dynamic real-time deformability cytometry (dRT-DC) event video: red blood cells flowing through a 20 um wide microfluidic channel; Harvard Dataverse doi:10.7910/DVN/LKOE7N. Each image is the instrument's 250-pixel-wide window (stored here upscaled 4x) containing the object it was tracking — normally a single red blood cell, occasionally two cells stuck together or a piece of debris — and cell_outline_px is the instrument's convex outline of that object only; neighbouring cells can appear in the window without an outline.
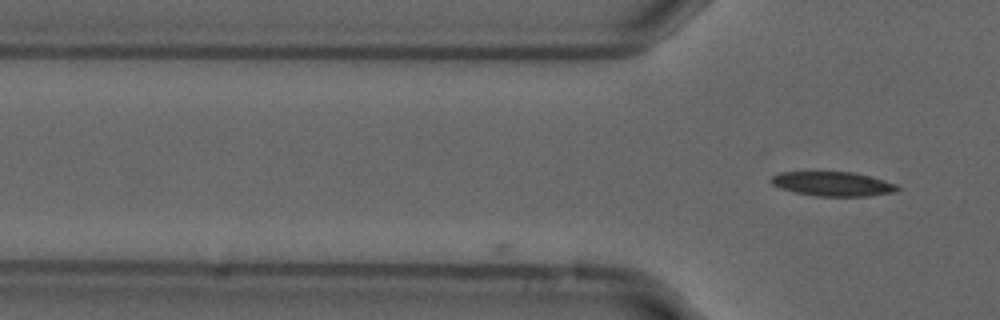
{"species": "common noctule bat (a hibernating species)", "species_latin": "Nyctalus noctula", "temperature_condition": "cold", "stored_images_in_passage": 2, "camera_frame_rate_fps": 3000, "um_per_image_px": 0.085, "animal": {"sex": "male", "forearm_length_mm": 52.5}, "frame": {"image": 1, "passage_image": 2, "time_ms": 0.333, "image_size_px": [1000, 320], "cell_outline_px": [[900, 188], [892, 192], [868, 196], [816, 196], [796, 192], [780, 188], [772, 184], [768, 180], [772, 176], [780, 172], [852, 172], [872, 176], [896, 184]], "centroid_in_image_um": [70.76, 15.62], "position_along_channel_um": 55.0, "area_um2": 17.86}}